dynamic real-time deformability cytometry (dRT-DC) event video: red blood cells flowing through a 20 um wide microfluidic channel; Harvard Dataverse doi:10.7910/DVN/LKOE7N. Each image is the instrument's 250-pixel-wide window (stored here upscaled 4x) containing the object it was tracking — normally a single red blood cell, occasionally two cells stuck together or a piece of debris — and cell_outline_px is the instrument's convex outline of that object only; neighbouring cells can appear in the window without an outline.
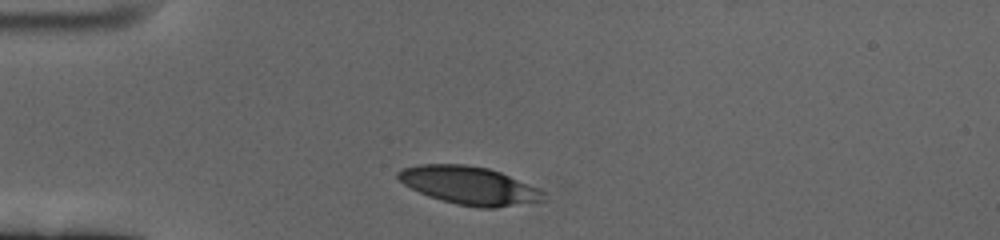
{"species": "human", "species_latin": "Homo sapiens", "temperature_condition": "cold", "stored_images_in_passage": 37, "camera_frame_rate_fps": 3000, "um_per_image_px": 0.085, "donor": {"sex": "female"}, "frame": {"image": 1, "passage_image": 1, "time_ms": 0.0, "image_size_px": [1000, 240], "cell_outline_px": [[544, 200], [496, 208], [480, 208], [456, 204], [440, 200], [428, 196], [404, 184], [396, 176], [396, 172], [400, 168], [420, 164], [464, 164], [488, 168], [500, 172], [536, 188], [544, 192]], "centroid_in_image_um": [39.82, 15.76], "position_along_channel_um": 45.2, "area_um2": 32.02}}
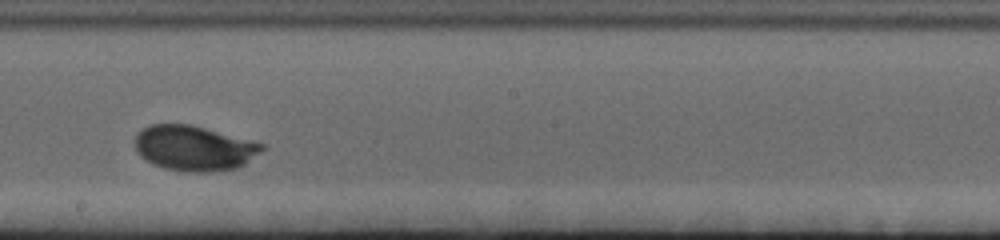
{"frame": {"image": 2, "passage_image": 20, "time_ms": 6.333, "image_size_px": [1000, 240], "cell_outline_px": [[268, 148], [244, 164], [236, 168], [212, 172], [184, 172], [164, 168], [152, 164], [144, 160], [136, 152], [136, 132], [148, 124], [192, 124], [264, 144]], "centroid_in_image_um": [16.48, 12.59], "position_along_channel_um": 231.7, "area_um2": 33.81}}
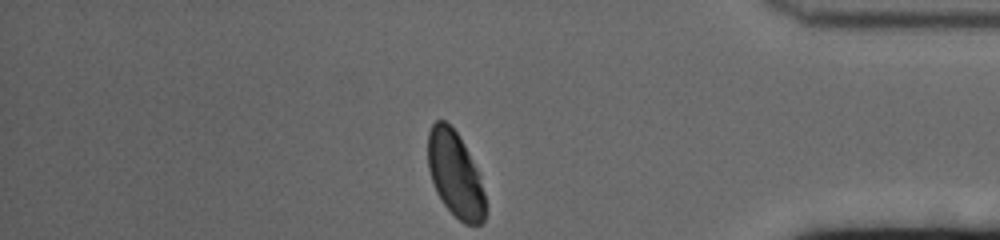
{"frame": {"image": 3, "passage_image": 37, "time_ms": 12.0, "image_size_px": [1000, 240], "cell_outline_px": [[484, 220], [480, 224], [464, 224], [444, 204], [436, 192], [428, 168], [428, 132], [432, 124], [436, 120], [444, 120], [456, 132], [468, 152], [480, 176], [484, 192]], "centroid_in_image_um": [38.67, 14.81], "position_along_channel_um": 396.5, "area_um2": 28.15}, "authors_computed_cell_mechanics": {"area_um2": 32.7148, "velocity_mm_per_s": 3.3499, "shape_relaxation_time_tau1_ms": 4.0651, "shape_relaxation_time_tau2_ms": null, "deformation_change_tau1": 0.1767, "deformation_change_tau2": null}}